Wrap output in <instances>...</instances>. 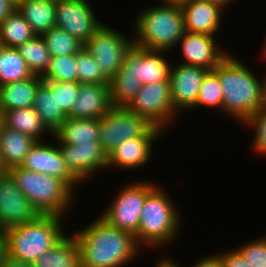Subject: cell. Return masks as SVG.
I'll list each match as a JSON object with an SVG mask.
<instances>
[{"mask_svg":"<svg viewBox=\"0 0 266 267\" xmlns=\"http://www.w3.org/2000/svg\"><path fill=\"white\" fill-rule=\"evenodd\" d=\"M80 249V267H124L141 254L134 236L111 226L98 216L75 234Z\"/></svg>","mask_w":266,"mask_h":267,"instance_id":"obj_1","label":"cell"},{"mask_svg":"<svg viewBox=\"0 0 266 267\" xmlns=\"http://www.w3.org/2000/svg\"><path fill=\"white\" fill-rule=\"evenodd\" d=\"M167 52L133 44L126 52L120 70L110 80L112 107H127L144 84L170 81L172 64L164 57Z\"/></svg>","mask_w":266,"mask_h":267,"instance_id":"obj_2","label":"cell"},{"mask_svg":"<svg viewBox=\"0 0 266 267\" xmlns=\"http://www.w3.org/2000/svg\"><path fill=\"white\" fill-rule=\"evenodd\" d=\"M229 54L212 70L218 75L223 92V113L243 124L261 110L260 78Z\"/></svg>","mask_w":266,"mask_h":267,"instance_id":"obj_3","label":"cell"},{"mask_svg":"<svg viewBox=\"0 0 266 267\" xmlns=\"http://www.w3.org/2000/svg\"><path fill=\"white\" fill-rule=\"evenodd\" d=\"M158 186L148 193L141 209L138 233L134 236L141 249L168 246L178 238L175 236L181 229V213L166 189Z\"/></svg>","mask_w":266,"mask_h":267,"instance_id":"obj_4","label":"cell"},{"mask_svg":"<svg viewBox=\"0 0 266 267\" xmlns=\"http://www.w3.org/2000/svg\"><path fill=\"white\" fill-rule=\"evenodd\" d=\"M133 23L134 45L150 49L170 51L178 46L185 33L182 9L179 4L162 3L145 7Z\"/></svg>","mask_w":266,"mask_h":267,"instance_id":"obj_5","label":"cell"},{"mask_svg":"<svg viewBox=\"0 0 266 267\" xmlns=\"http://www.w3.org/2000/svg\"><path fill=\"white\" fill-rule=\"evenodd\" d=\"M62 218L40 215L34 221L3 231L6 256L33 263L67 235L62 227Z\"/></svg>","mask_w":266,"mask_h":267,"instance_id":"obj_6","label":"cell"},{"mask_svg":"<svg viewBox=\"0 0 266 267\" xmlns=\"http://www.w3.org/2000/svg\"><path fill=\"white\" fill-rule=\"evenodd\" d=\"M8 172L41 215L66 217L75 193L60 179L15 166Z\"/></svg>","mask_w":266,"mask_h":267,"instance_id":"obj_7","label":"cell"},{"mask_svg":"<svg viewBox=\"0 0 266 267\" xmlns=\"http://www.w3.org/2000/svg\"><path fill=\"white\" fill-rule=\"evenodd\" d=\"M157 184L146 181H135L131 184H124L118 195L110 201L105 211L100 215L111 226L131 233L135 236L138 233L140 213L148 193Z\"/></svg>","mask_w":266,"mask_h":267,"instance_id":"obj_8","label":"cell"},{"mask_svg":"<svg viewBox=\"0 0 266 267\" xmlns=\"http://www.w3.org/2000/svg\"><path fill=\"white\" fill-rule=\"evenodd\" d=\"M126 108L165 132L178 115L172 103L170 81L144 84Z\"/></svg>","mask_w":266,"mask_h":267,"instance_id":"obj_9","label":"cell"},{"mask_svg":"<svg viewBox=\"0 0 266 267\" xmlns=\"http://www.w3.org/2000/svg\"><path fill=\"white\" fill-rule=\"evenodd\" d=\"M134 44L122 32L102 24L83 47L93 56L104 75L111 80L120 70L126 52Z\"/></svg>","mask_w":266,"mask_h":267,"instance_id":"obj_10","label":"cell"},{"mask_svg":"<svg viewBox=\"0 0 266 267\" xmlns=\"http://www.w3.org/2000/svg\"><path fill=\"white\" fill-rule=\"evenodd\" d=\"M153 125L126 107H112L100 119V144L107 155L122 142L142 137Z\"/></svg>","mask_w":266,"mask_h":267,"instance_id":"obj_11","label":"cell"},{"mask_svg":"<svg viewBox=\"0 0 266 267\" xmlns=\"http://www.w3.org/2000/svg\"><path fill=\"white\" fill-rule=\"evenodd\" d=\"M41 214L17 186L11 174H0V229L36 220Z\"/></svg>","mask_w":266,"mask_h":267,"instance_id":"obj_12","label":"cell"},{"mask_svg":"<svg viewBox=\"0 0 266 267\" xmlns=\"http://www.w3.org/2000/svg\"><path fill=\"white\" fill-rule=\"evenodd\" d=\"M55 10V26L67 31L83 45L104 23L97 19L89 0L58 1Z\"/></svg>","mask_w":266,"mask_h":267,"instance_id":"obj_13","label":"cell"},{"mask_svg":"<svg viewBox=\"0 0 266 267\" xmlns=\"http://www.w3.org/2000/svg\"><path fill=\"white\" fill-rule=\"evenodd\" d=\"M56 144L36 141L26 155L22 168L62 180L74 193L81 182L69 171ZM54 145V146H53Z\"/></svg>","mask_w":266,"mask_h":267,"instance_id":"obj_14","label":"cell"},{"mask_svg":"<svg viewBox=\"0 0 266 267\" xmlns=\"http://www.w3.org/2000/svg\"><path fill=\"white\" fill-rule=\"evenodd\" d=\"M162 133L165 132L152 126L142 137L122 142L107 155V169L116 167L128 171L144 166L152 158L153 145L157 139H161Z\"/></svg>","mask_w":266,"mask_h":267,"instance_id":"obj_15","label":"cell"},{"mask_svg":"<svg viewBox=\"0 0 266 267\" xmlns=\"http://www.w3.org/2000/svg\"><path fill=\"white\" fill-rule=\"evenodd\" d=\"M58 147L67 168L82 183L95 176V173L107 169V153L100 142L58 144Z\"/></svg>","mask_w":266,"mask_h":267,"instance_id":"obj_16","label":"cell"},{"mask_svg":"<svg viewBox=\"0 0 266 267\" xmlns=\"http://www.w3.org/2000/svg\"><path fill=\"white\" fill-rule=\"evenodd\" d=\"M216 40V36L185 31L178 42L185 58L182 64L212 70L228 55L225 50L220 49L221 46Z\"/></svg>","mask_w":266,"mask_h":267,"instance_id":"obj_17","label":"cell"},{"mask_svg":"<svg viewBox=\"0 0 266 267\" xmlns=\"http://www.w3.org/2000/svg\"><path fill=\"white\" fill-rule=\"evenodd\" d=\"M178 63L171 65L169 78L172 103L177 112L188 110L196 103L203 78L209 71L198 66Z\"/></svg>","mask_w":266,"mask_h":267,"instance_id":"obj_18","label":"cell"},{"mask_svg":"<svg viewBox=\"0 0 266 267\" xmlns=\"http://www.w3.org/2000/svg\"><path fill=\"white\" fill-rule=\"evenodd\" d=\"M110 84L82 83L73 103L72 119H101L112 108Z\"/></svg>","mask_w":266,"mask_h":267,"instance_id":"obj_19","label":"cell"},{"mask_svg":"<svg viewBox=\"0 0 266 267\" xmlns=\"http://www.w3.org/2000/svg\"><path fill=\"white\" fill-rule=\"evenodd\" d=\"M180 7L185 31L218 37L219 34L216 33L221 26L222 8L206 0H187Z\"/></svg>","mask_w":266,"mask_h":267,"instance_id":"obj_20","label":"cell"},{"mask_svg":"<svg viewBox=\"0 0 266 267\" xmlns=\"http://www.w3.org/2000/svg\"><path fill=\"white\" fill-rule=\"evenodd\" d=\"M43 83L40 75L0 85V113L34 104L38 87Z\"/></svg>","mask_w":266,"mask_h":267,"instance_id":"obj_21","label":"cell"},{"mask_svg":"<svg viewBox=\"0 0 266 267\" xmlns=\"http://www.w3.org/2000/svg\"><path fill=\"white\" fill-rule=\"evenodd\" d=\"M33 107L52 134L68 119V116L57 105L56 81L43 80L37 89Z\"/></svg>","mask_w":266,"mask_h":267,"instance_id":"obj_22","label":"cell"},{"mask_svg":"<svg viewBox=\"0 0 266 267\" xmlns=\"http://www.w3.org/2000/svg\"><path fill=\"white\" fill-rule=\"evenodd\" d=\"M37 140L31 136L6 127L0 130V158L6 171L20 166Z\"/></svg>","mask_w":266,"mask_h":267,"instance_id":"obj_23","label":"cell"},{"mask_svg":"<svg viewBox=\"0 0 266 267\" xmlns=\"http://www.w3.org/2000/svg\"><path fill=\"white\" fill-rule=\"evenodd\" d=\"M57 144L77 145L100 142V119L69 118L53 134Z\"/></svg>","mask_w":266,"mask_h":267,"instance_id":"obj_24","label":"cell"},{"mask_svg":"<svg viewBox=\"0 0 266 267\" xmlns=\"http://www.w3.org/2000/svg\"><path fill=\"white\" fill-rule=\"evenodd\" d=\"M17 10L36 35H42L56 25L55 1L18 0Z\"/></svg>","mask_w":266,"mask_h":267,"instance_id":"obj_25","label":"cell"},{"mask_svg":"<svg viewBox=\"0 0 266 267\" xmlns=\"http://www.w3.org/2000/svg\"><path fill=\"white\" fill-rule=\"evenodd\" d=\"M1 114L3 116V124L6 127L29 135L37 141L43 140L45 133L53 136L45 127L33 106L4 111Z\"/></svg>","mask_w":266,"mask_h":267,"instance_id":"obj_26","label":"cell"},{"mask_svg":"<svg viewBox=\"0 0 266 267\" xmlns=\"http://www.w3.org/2000/svg\"><path fill=\"white\" fill-rule=\"evenodd\" d=\"M35 267H80V249L68 234L33 262Z\"/></svg>","mask_w":266,"mask_h":267,"instance_id":"obj_27","label":"cell"},{"mask_svg":"<svg viewBox=\"0 0 266 267\" xmlns=\"http://www.w3.org/2000/svg\"><path fill=\"white\" fill-rule=\"evenodd\" d=\"M35 35L31 26L17 9L0 23V40L3 47L17 48Z\"/></svg>","mask_w":266,"mask_h":267,"instance_id":"obj_28","label":"cell"},{"mask_svg":"<svg viewBox=\"0 0 266 267\" xmlns=\"http://www.w3.org/2000/svg\"><path fill=\"white\" fill-rule=\"evenodd\" d=\"M33 74L16 48L0 49V85L22 81Z\"/></svg>","mask_w":266,"mask_h":267,"instance_id":"obj_29","label":"cell"},{"mask_svg":"<svg viewBox=\"0 0 266 267\" xmlns=\"http://www.w3.org/2000/svg\"><path fill=\"white\" fill-rule=\"evenodd\" d=\"M16 49L24 58L32 74L42 76L45 73L49 66L50 55L41 35H35Z\"/></svg>","mask_w":266,"mask_h":267,"instance_id":"obj_30","label":"cell"},{"mask_svg":"<svg viewBox=\"0 0 266 267\" xmlns=\"http://www.w3.org/2000/svg\"><path fill=\"white\" fill-rule=\"evenodd\" d=\"M45 41L50 57L76 54L83 44L67 31L53 27L41 35Z\"/></svg>","mask_w":266,"mask_h":267,"instance_id":"obj_31","label":"cell"},{"mask_svg":"<svg viewBox=\"0 0 266 267\" xmlns=\"http://www.w3.org/2000/svg\"><path fill=\"white\" fill-rule=\"evenodd\" d=\"M209 107L216 108L217 111L223 112V92L218 75L209 70L203 78L199 89L196 103L190 108Z\"/></svg>","mask_w":266,"mask_h":267,"instance_id":"obj_32","label":"cell"},{"mask_svg":"<svg viewBox=\"0 0 266 267\" xmlns=\"http://www.w3.org/2000/svg\"><path fill=\"white\" fill-rule=\"evenodd\" d=\"M41 77L57 82H78L76 54L50 57L49 66Z\"/></svg>","mask_w":266,"mask_h":267,"instance_id":"obj_33","label":"cell"},{"mask_svg":"<svg viewBox=\"0 0 266 267\" xmlns=\"http://www.w3.org/2000/svg\"><path fill=\"white\" fill-rule=\"evenodd\" d=\"M76 70L79 84H110L96 60L84 47L76 53Z\"/></svg>","mask_w":266,"mask_h":267,"instance_id":"obj_34","label":"cell"},{"mask_svg":"<svg viewBox=\"0 0 266 267\" xmlns=\"http://www.w3.org/2000/svg\"><path fill=\"white\" fill-rule=\"evenodd\" d=\"M243 124L255 130V137L252 140L253 151L257 152V155L266 157V111H258L256 114L250 116Z\"/></svg>","mask_w":266,"mask_h":267,"instance_id":"obj_35","label":"cell"},{"mask_svg":"<svg viewBox=\"0 0 266 267\" xmlns=\"http://www.w3.org/2000/svg\"><path fill=\"white\" fill-rule=\"evenodd\" d=\"M236 248L253 267H266V235Z\"/></svg>","mask_w":266,"mask_h":267,"instance_id":"obj_36","label":"cell"},{"mask_svg":"<svg viewBox=\"0 0 266 267\" xmlns=\"http://www.w3.org/2000/svg\"><path fill=\"white\" fill-rule=\"evenodd\" d=\"M80 84L78 82H57L56 101L58 108L68 116L71 113L73 103L76 101Z\"/></svg>","mask_w":266,"mask_h":267,"instance_id":"obj_37","label":"cell"},{"mask_svg":"<svg viewBox=\"0 0 266 267\" xmlns=\"http://www.w3.org/2000/svg\"><path fill=\"white\" fill-rule=\"evenodd\" d=\"M217 255L220 257L223 267H253L236 248L219 252Z\"/></svg>","mask_w":266,"mask_h":267,"instance_id":"obj_38","label":"cell"},{"mask_svg":"<svg viewBox=\"0 0 266 267\" xmlns=\"http://www.w3.org/2000/svg\"><path fill=\"white\" fill-rule=\"evenodd\" d=\"M192 267H223L220 257L216 254L207 255L197 260Z\"/></svg>","mask_w":266,"mask_h":267,"instance_id":"obj_39","label":"cell"},{"mask_svg":"<svg viewBox=\"0 0 266 267\" xmlns=\"http://www.w3.org/2000/svg\"><path fill=\"white\" fill-rule=\"evenodd\" d=\"M15 9H17V1L0 0V23H2Z\"/></svg>","mask_w":266,"mask_h":267,"instance_id":"obj_40","label":"cell"},{"mask_svg":"<svg viewBox=\"0 0 266 267\" xmlns=\"http://www.w3.org/2000/svg\"><path fill=\"white\" fill-rule=\"evenodd\" d=\"M1 267H35L32 262H25L9 258L5 255Z\"/></svg>","mask_w":266,"mask_h":267,"instance_id":"obj_41","label":"cell"},{"mask_svg":"<svg viewBox=\"0 0 266 267\" xmlns=\"http://www.w3.org/2000/svg\"><path fill=\"white\" fill-rule=\"evenodd\" d=\"M155 267H182V265L180 266L179 262L177 263V260H174L171 256H167L166 258H160V260L156 262Z\"/></svg>","mask_w":266,"mask_h":267,"instance_id":"obj_42","label":"cell"},{"mask_svg":"<svg viewBox=\"0 0 266 267\" xmlns=\"http://www.w3.org/2000/svg\"><path fill=\"white\" fill-rule=\"evenodd\" d=\"M260 90H261V110L266 111V74L263 79L260 81Z\"/></svg>","mask_w":266,"mask_h":267,"instance_id":"obj_43","label":"cell"},{"mask_svg":"<svg viewBox=\"0 0 266 267\" xmlns=\"http://www.w3.org/2000/svg\"><path fill=\"white\" fill-rule=\"evenodd\" d=\"M6 255V250H5V238L3 233L0 235V267L3 262V258Z\"/></svg>","mask_w":266,"mask_h":267,"instance_id":"obj_44","label":"cell"},{"mask_svg":"<svg viewBox=\"0 0 266 267\" xmlns=\"http://www.w3.org/2000/svg\"><path fill=\"white\" fill-rule=\"evenodd\" d=\"M206 1L218 5L223 10L225 9V7L228 6L229 3L231 4L232 1L234 2V0H206Z\"/></svg>","mask_w":266,"mask_h":267,"instance_id":"obj_45","label":"cell"},{"mask_svg":"<svg viewBox=\"0 0 266 267\" xmlns=\"http://www.w3.org/2000/svg\"><path fill=\"white\" fill-rule=\"evenodd\" d=\"M164 3H169V4H182L186 2L187 0H161Z\"/></svg>","mask_w":266,"mask_h":267,"instance_id":"obj_46","label":"cell"},{"mask_svg":"<svg viewBox=\"0 0 266 267\" xmlns=\"http://www.w3.org/2000/svg\"><path fill=\"white\" fill-rule=\"evenodd\" d=\"M262 49H263V50H261L262 51V57H264V61H265V59H266V38H265L264 46L262 47Z\"/></svg>","mask_w":266,"mask_h":267,"instance_id":"obj_47","label":"cell"},{"mask_svg":"<svg viewBox=\"0 0 266 267\" xmlns=\"http://www.w3.org/2000/svg\"><path fill=\"white\" fill-rule=\"evenodd\" d=\"M6 170L4 169V167L2 166V163H1V158H0V174H3L5 173Z\"/></svg>","mask_w":266,"mask_h":267,"instance_id":"obj_48","label":"cell"},{"mask_svg":"<svg viewBox=\"0 0 266 267\" xmlns=\"http://www.w3.org/2000/svg\"><path fill=\"white\" fill-rule=\"evenodd\" d=\"M2 126H3V116L0 113V130H1Z\"/></svg>","mask_w":266,"mask_h":267,"instance_id":"obj_49","label":"cell"}]
</instances>
